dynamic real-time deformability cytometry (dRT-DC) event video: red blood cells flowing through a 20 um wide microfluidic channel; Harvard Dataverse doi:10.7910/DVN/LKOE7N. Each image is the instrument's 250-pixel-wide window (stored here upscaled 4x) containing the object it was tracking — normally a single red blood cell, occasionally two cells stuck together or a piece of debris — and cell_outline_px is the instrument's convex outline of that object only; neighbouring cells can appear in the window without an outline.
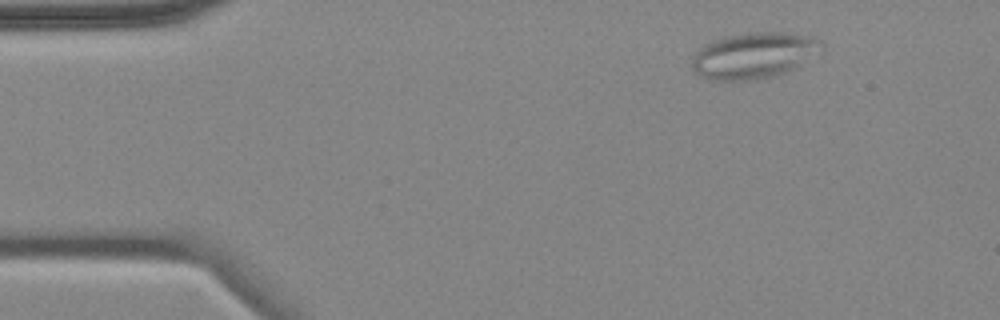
{"species": "common noctule bat (a hibernating species)", "species_latin": "Nyctalus noctula", "temperature_condition": "cold", "stored_images_in_passage": 6, "camera_frame_rate_fps": 3000, "um_per_image_px": 0.085, "animal": {"sex": "female", "body_mass_g": 18.4}, "frame": {"image": 1, "passage_image": 2, "time_ms": 1.333, "image_size_px": [1000, 320], "cell_outline_px": [[824, 48], [820, 52], [792, 68], [784, 72], [768, 76], [748, 80], [716, 80], [700, 76], [692, 68], [692, 60], [696, 52], [704, 44], [712, 40], [724, 36], [748, 32], [784, 32], [816, 36], [824, 44]], "centroid_in_image_um": [64.08, 4.67], "position_along_channel_um": 20.9, "area_um2": 34.62}}